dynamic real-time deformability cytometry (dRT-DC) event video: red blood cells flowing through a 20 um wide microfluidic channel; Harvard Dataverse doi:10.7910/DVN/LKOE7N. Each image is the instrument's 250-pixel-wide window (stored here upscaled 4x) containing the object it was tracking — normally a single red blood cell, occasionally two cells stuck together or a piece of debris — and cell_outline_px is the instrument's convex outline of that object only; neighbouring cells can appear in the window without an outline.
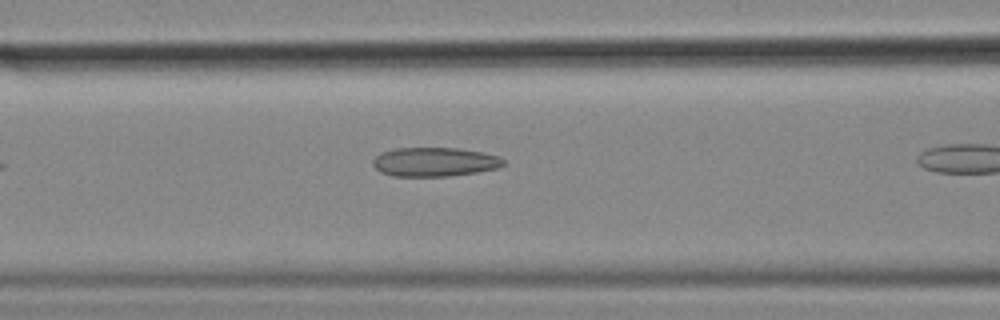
{"species": "common noctule bat (a hibernating species)", "species_latin": "Nyctalus noctula", "temperature_condition": "cold", "stored_images_in_passage": 8, "camera_frame_rate_fps": 3000, "um_per_image_px": 0.085, "animal": {"sex": "female", "body_mass_g": 18.4}, "frame": {"image": 1, "passage_image": 4, "time_ms": 1.0, "image_size_px": [1000, 320], "cell_outline_px": [[504, 164], [500, 168], [476, 172], [448, 176], [392, 176], [380, 172], [372, 164], [372, 160], [380, 152], [392, 148], [460, 148], [500, 156], [504, 160]], "centroid_in_image_um": [36.92, 13.76], "position_along_channel_um": 129.7, "area_um2": 22.25}}